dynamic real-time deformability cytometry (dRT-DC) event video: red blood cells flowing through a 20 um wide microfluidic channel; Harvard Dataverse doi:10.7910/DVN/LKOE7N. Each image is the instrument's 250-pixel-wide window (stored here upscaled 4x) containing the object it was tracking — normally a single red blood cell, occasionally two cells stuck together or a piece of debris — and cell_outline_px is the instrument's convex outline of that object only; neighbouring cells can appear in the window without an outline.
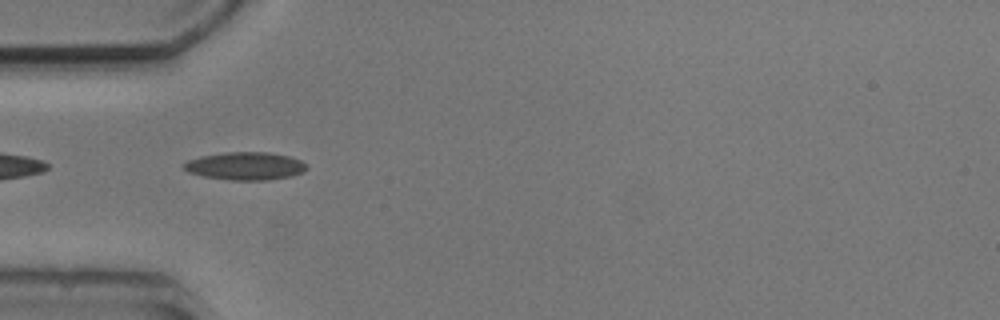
{"species": "common noctule bat (a hibernating species)", "species_latin": "Nyctalus noctula", "temperature_condition": "cold", "stored_images_in_passage": 4, "camera_frame_rate_fps": 3000, "um_per_image_px": 0.085, "animal": {"sex": "male", "body_mass_g": 20.5, "forearm_length_mm": 52.5}, "frame": {"image": 1, "passage_image": 3, "time_ms": 3.0, "image_size_px": [1000, 320], "cell_outline_px": [[308, 168], [304, 172], [292, 176], [264, 180], [232, 180], [204, 176], [188, 172], [184, 168], [184, 164], [188, 160], [200, 156], [224, 152], [268, 152], [288, 156], [300, 160], [308, 164]], "centroid_in_image_um": [20.89, 14.1], "position_along_channel_um": 64.1, "area_um2": 19.94}}